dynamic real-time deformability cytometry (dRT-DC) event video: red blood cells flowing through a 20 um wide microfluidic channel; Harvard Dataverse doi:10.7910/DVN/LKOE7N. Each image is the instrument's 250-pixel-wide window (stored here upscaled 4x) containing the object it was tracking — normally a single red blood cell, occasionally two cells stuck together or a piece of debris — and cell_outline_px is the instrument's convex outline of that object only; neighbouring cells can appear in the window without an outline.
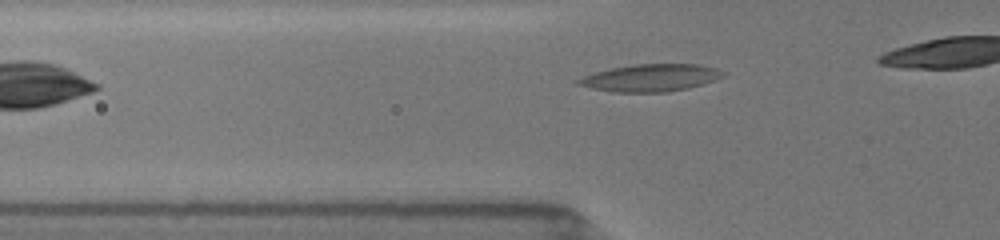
{"species": "common noctule bat (a hibernating species)", "species_latin": "Nyctalus noctula", "temperature_condition": "room temperature", "stored_images_in_passage": 8, "camera_frame_rate_fps": 3000, "um_per_image_px": 0.085, "animal": {"sex": "female", "body_mass_g": 19.5, "forearm_length_mm": 54.1}, "frame": {"image": 1, "passage_image": 3, "time_ms": 0.667, "image_size_px": [1000, 240], "cell_outline_px": [[724, 76], [716, 80], [688, 88], [668, 92], [616, 92], [592, 88], [576, 84], [576, 80], [584, 76], [596, 72], [612, 68], [636, 64], [696, 64], [716, 68], [724, 72]], "centroid_in_image_um": [55.33, 6.61], "position_along_channel_um": 70.5, "area_um2": 22.83}}